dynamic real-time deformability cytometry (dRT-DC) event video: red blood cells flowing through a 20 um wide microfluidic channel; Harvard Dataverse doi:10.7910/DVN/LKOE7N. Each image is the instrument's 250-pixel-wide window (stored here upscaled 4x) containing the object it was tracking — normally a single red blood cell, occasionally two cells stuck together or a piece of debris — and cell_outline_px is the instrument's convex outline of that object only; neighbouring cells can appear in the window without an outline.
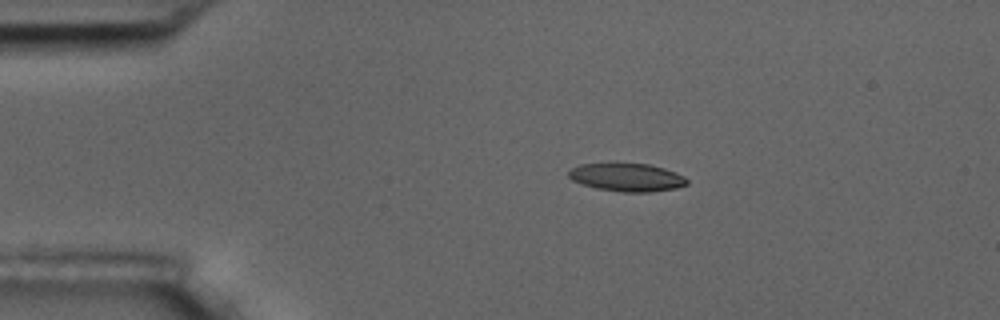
{"species": "common noctule bat (a hibernating species)", "species_latin": "Nyctalus noctula", "temperature_condition": "room temperature", "stored_images_in_passage": 10, "camera_frame_rate_fps": 3000, "um_per_image_px": 0.085, "animal": {"sex": "male", "body_mass_g": 17.5, "forearm_length_mm": 52.3}, "frame": {"image": 1, "passage_image": 4, "time_ms": 3.333, "image_size_px": [1000, 320], "cell_outline_px": [[688, 184], [676, 188], [648, 192], [624, 192], [596, 188], [572, 180], [568, 176], [568, 172], [572, 168], [580, 164], [616, 160], [648, 164], [664, 168], [676, 172], [684, 176], [688, 180]], "centroid_in_image_um": [53.26, 15.01], "position_along_channel_um": 31.7, "area_um2": 20.11}}
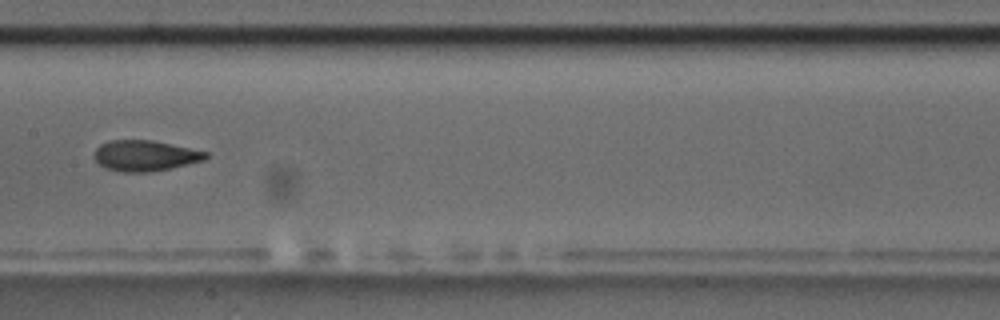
{"frame": {"image": 2, "passage_image": 9, "time_ms": 9.333, "image_size_px": [1000, 320], "cell_outline_px": [[208, 156], [204, 160], [172, 168], [148, 172], [124, 172], [104, 168], [92, 156], [92, 152], [100, 144], [108, 140], [152, 140], [208, 152]], "centroid_in_image_um": [12.28, 13.23], "position_along_channel_um": 195.1, "area_um2": 20.06}}
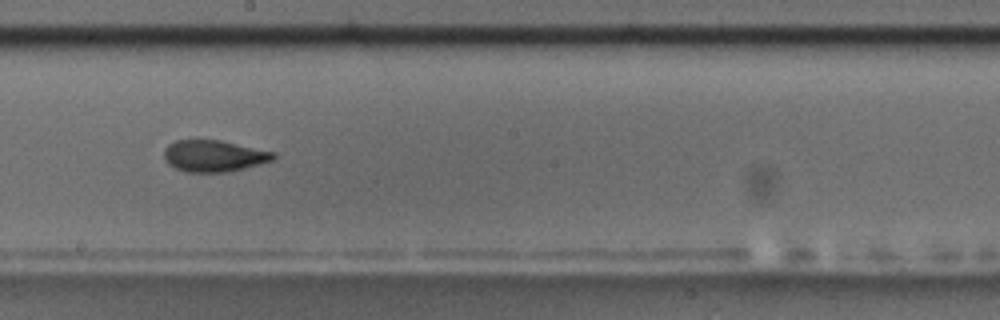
{"frame": {"image": 3, "passage_image": 10, "time_ms": 10.333, "image_size_px": [1000, 320], "cell_outline_px": [[276, 156], [272, 160], [260, 164], [228, 172], [188, 172], [176, 168], [168, 164], [164, 160], [164, 148], [168, 144], [176, 140], [220, 140], [276, 152]], "centroid_in_image_um": [18.17, 13.25], "position_along_channel_um": 230.0, "area_um2": 20.17}}